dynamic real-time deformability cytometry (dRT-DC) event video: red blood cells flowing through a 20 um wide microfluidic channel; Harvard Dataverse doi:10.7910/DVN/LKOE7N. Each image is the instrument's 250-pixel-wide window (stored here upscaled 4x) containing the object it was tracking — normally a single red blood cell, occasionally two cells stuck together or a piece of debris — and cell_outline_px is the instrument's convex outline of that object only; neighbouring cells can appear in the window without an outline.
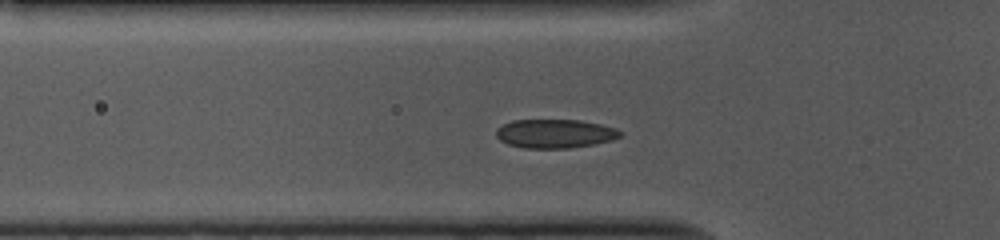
{"species": "common noctule bat (a hibernating species)", "species_latin": "Nyctalus noctula", "temperature_condition": "cold", "stored_images_in_passage": 40, "camera_frame_rate_fps": 3000, "um_per_image_px": 0.085, "animal": {"sex": "female", "body_mass_g": 10.0, "forearm_length_mm": 53.1}, "frame": {"image": 1, "passage_image": 2, "time_ms": 0.333, "image_size_px": [1000, 240], "cell_outline_px": [[624, 136], [612, 140], [592, 144], [568, 148], [524, 148], [508, 144], [500, 140], [496, 136], [496, 128], [512, 120], [580, 120], [600, 124], [616, 128], [624, 132]], "centroid_in_image_um": [47.2, 11.35], "position_along_channel_um": 78.6, "area_um2": 20.92}}
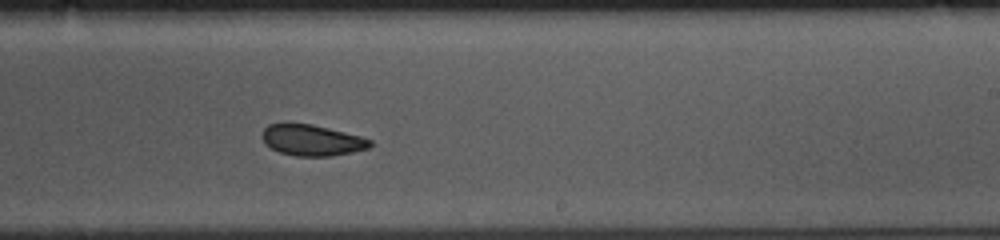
{"frame": {"image": 2, "passage_image": 17, "time_ms": 5.333, "image_size_px": [1000, 240], "cell_outline_px": [[372, 144], [368, 148], [352, 152], [328, 156], [296, 156], [280, 152], [264, 144], [260, 136], [264, 128], [268, 124], [312, 124], [360, 136], [372, 140]], "centroid_in_image_um": [26.48, 11.92], "position_along_channel_um": 262.5, "area_um2": 19.36}}
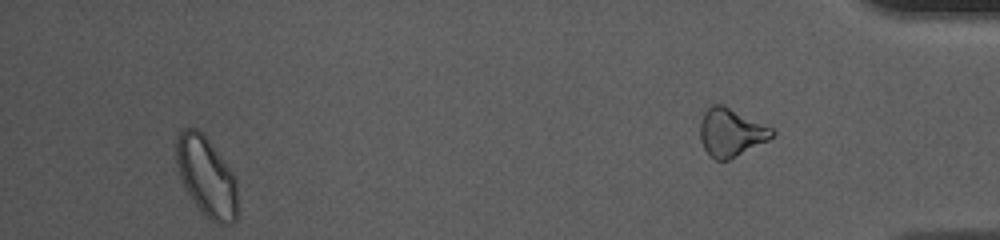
{"frame": {"image": 3, "passage_image": 36, "time_ms": 11.667, "image_size_px": [1000, 240], "cell_outline_px": [[240, 208], [236, 220], [232, 224], [216, 224], [200, 212], [184, 188], [180, 180], [176, 164], [176, 136], [184, 128], [196, 128], [204, 132], [224, 160], [232, 172], [236, 180]], "centroid_in_image_um": [17.57, 15.04], "position_along_channel_um": 417.6, "area_um2": 29.48}, "authors_computed_cell_mechanics": {"area_um2": 21.0681, "velocity_mm_per_s": 3.6689, "shape_relaxation_time_tau1_ms": 2.5924, "shape_relaxation_time_tau2_ms": null, "deformation_change_tau1": 0.0722, "deformation_change_tau2": null}}